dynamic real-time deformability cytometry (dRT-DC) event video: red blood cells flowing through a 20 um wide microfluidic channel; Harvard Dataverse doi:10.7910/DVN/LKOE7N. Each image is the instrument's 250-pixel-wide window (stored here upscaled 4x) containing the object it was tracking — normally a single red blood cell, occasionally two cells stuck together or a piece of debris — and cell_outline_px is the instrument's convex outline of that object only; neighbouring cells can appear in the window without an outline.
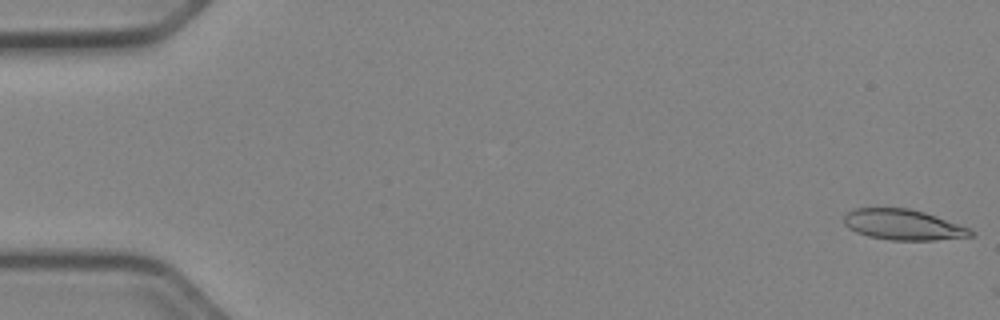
{"species": "Egyptian fruit bat (a non-hibernating species)", "species_latin": "Rousettus aegyptiacus", "temperature_condition": "cold", "stored_images_in_passage": 3, "camera_frame_rate_fps": 3000, "um_per_image_px": 0.085, "animal": {"sex": "female"}, "frame": {"image": 1, "passage_image": 1, "time_ms": 0.0, "image_size_px": [1000, 320], "cell_outline_px": [[976, 232], [972, 236], [936, 240], [892, 240], [868, 236], [856, 232], [848, 228], [844, 224], [844, 216], [848, 212], [856, 208], [908, 208], [924, 212], [972, 228]], "centroid_in_image_um": [76.8, 19.1], "position_along_channel_um": 8.2, "area_um2": 22.66}}